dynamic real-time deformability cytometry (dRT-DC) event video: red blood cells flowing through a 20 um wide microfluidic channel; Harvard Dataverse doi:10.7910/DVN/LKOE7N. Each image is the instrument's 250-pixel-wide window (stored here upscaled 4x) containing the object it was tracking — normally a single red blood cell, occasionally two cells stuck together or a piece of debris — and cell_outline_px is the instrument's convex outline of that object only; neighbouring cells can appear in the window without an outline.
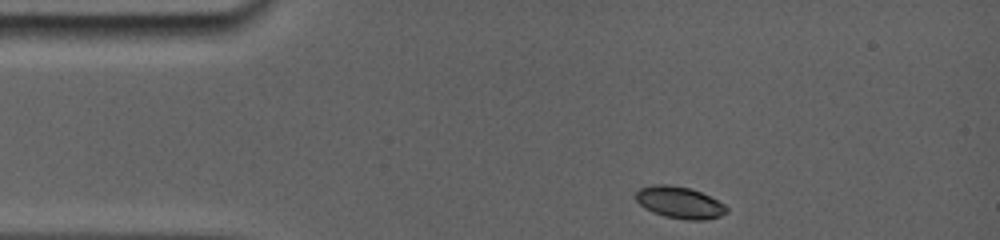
{"species": "common noctule bat (a hibernating species)", "species_latin": "Nyctalus noctula", "temperature_condition": "room temperature", "stored_images_in_passage": 76, "camera_frame_rate_fps": 5000, "um_per_image_px": 0.085, "animal": {"sex": "female", "body_mass_g": 19.0, "forearm_length_mm": 56.7}, "frame": {"image": 1, "passage_image": 1, "time_ms": 0.0, "image_size_px": [1000, 240], "cell_outline_px": [[728, 212], [720, 216], [704, 220], [684, 220], [664, 216], [652, 212], [644, 208], [636, 200], [636, 192], [640, 188], [652, 184], [668, 184], [692, 188], [724, 204], [728, 208]], "centroid_in_image_um": [57.75, 17.21], "position_along_channel_um": 27.2, "area_um2": 16.94}}
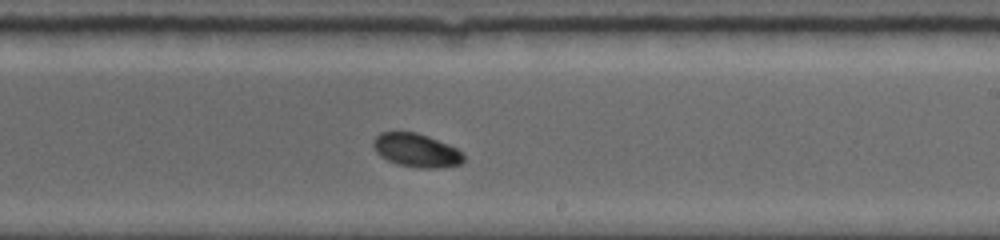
{"frame": {"image": 2, "passage_image": 36, "time_ms": 7.2, "image_size_px": [1000, 240], "cell_outline_px": [[464, 160], [460, 164], [440, 168], [420, 168], [396, 164], [380, 156], [376, 152], [372, 144], [372, 140], [380, 132], [416, 132], [428, 136], [448, 144], [456, 148], [464, 156]], "centroid_in_image_um": [35.36, 12.78], "position_along_channel_um": 253.6, "area_um2": 17.69}}
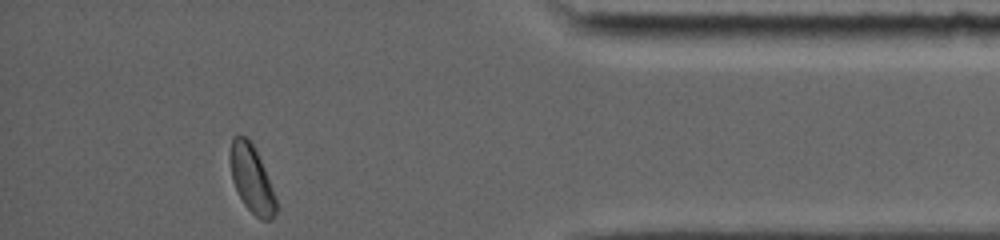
{"frame": {"image": 3, "passage_image": 74, "time_ms": 12.0, "image_size_px": [1000, 240], "cell_outline_px": [[276, 212], [268, 220], [260, 220], [244, 204], [232, 180], [228, 156], [232, 136], [244, 136], [252, 144], [264, 168], [272, 188], [276, 200]], "centroid_in_image_um": [21.35, 15.19], "position_along_channel_um": 413.9, "area_um2": 17.69}, "authors_computed_cell_mechanics": {"area_um2": 17.8024, "velocity_mm_per_s": 3.838, "shape_relaxation_time_tau1_ms": 2.2642, "shape_relaxation_time_tau2_ms": null, "deformation_change_tau1": 0.0967, "deformation_change_tau2": null}}